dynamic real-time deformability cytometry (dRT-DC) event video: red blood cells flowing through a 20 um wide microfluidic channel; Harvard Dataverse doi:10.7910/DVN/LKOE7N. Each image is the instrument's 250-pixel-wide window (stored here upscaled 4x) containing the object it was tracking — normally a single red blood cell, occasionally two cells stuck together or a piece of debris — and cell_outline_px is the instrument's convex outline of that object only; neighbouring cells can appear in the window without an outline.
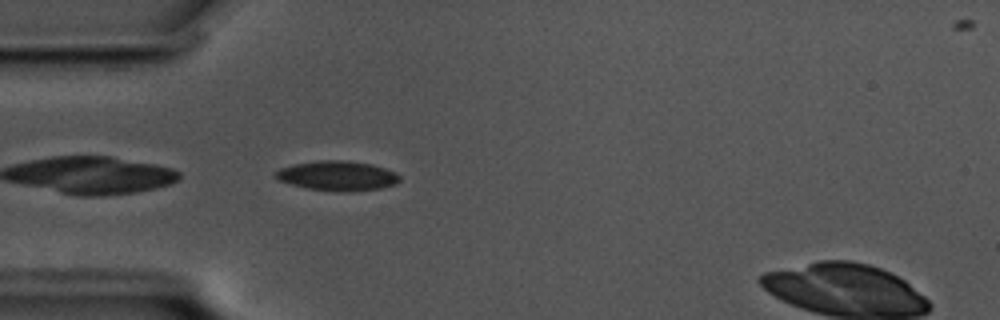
{"species": "common noctule bat (a hibernating species)", "species_latin": "Nyctalus noctula", "temperature_condition": "cold", "stored_images_in_passage": 36, "camera_frame_rate_fps": 3000, "um_per_image_px": 0.085, "animal": {"sex": "male", "body_mass_g": 17.5, "forearm_length_mm": 52.3}, "frame": {"image": 1, "passage_image": 1, "time_ms": 0.0, "image_size_px": [1000, 320], "cell_outline_px": [[400, 180], [396, 184], [380, 188], [308, 188], [276, 180], [272, 176], [280, 168], [292, 164], [320, 160], [344, 160], [372, 164], [396, 172], [400, 176]], "centroid_in_image_um": [28.63, 14.87], "position_along_channel_um": 56.4, "area_um2": 20.46}}
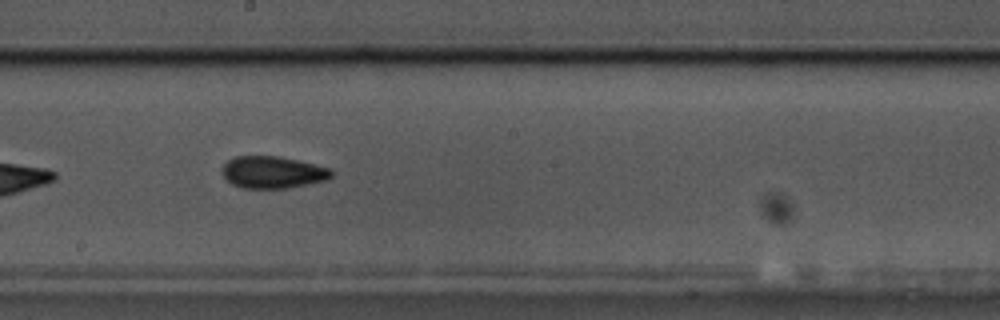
{"frame": {"image": 2, "passage_image": 16, "time_ms": 5.0, "image_size_px": [1000, 320], "cell_outline_px": [[336, 172], [328, 180], [288, 188], [240, 188], [232, 184], [224, 176], [224, 164], [228, 160], [236, 156], [276, 156], [296, 160], [332, 168]], "centroid_in_image_um": [23.24, 14.65], "position_along_channel_um": 225.0, "area_um2": 20.4}, "authors_computed_cell_mechanics": {"area_um2": 20.0855, "velocity_mm_per_s": 3.4722, "shape_relaxation_time_tau1_ms": 4.9067, "shape_relaxation_time_tau2_ms": 3.6146, "deformation_change_tau1": 0.1023, "deformation_change_tau2": 0.0999}}